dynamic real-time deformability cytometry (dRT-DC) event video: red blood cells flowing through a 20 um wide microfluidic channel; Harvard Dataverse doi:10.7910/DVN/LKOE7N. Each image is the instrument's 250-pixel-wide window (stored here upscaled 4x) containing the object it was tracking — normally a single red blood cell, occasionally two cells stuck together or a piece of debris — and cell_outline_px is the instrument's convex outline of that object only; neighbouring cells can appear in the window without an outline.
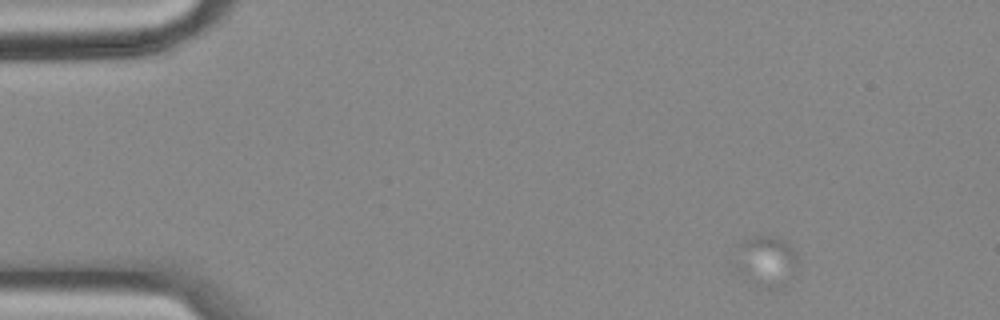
{"species": "common noctule bat (a hibernating species)", "species_latin": "Nyctalus noctula", "temperature_condition": "cold", "stored_images_in_passage": 2, "camera_frame_rate_fps": 3000, "um_per_image_px": 0.085, "animal": {"sex": "female", "body_mass_g": 18.4}, "frame": {"image": 1, "passage_image": 2, "time_ms": 0.333, "image_size_px": [1000, 320], "cell_outline_px": [[796, 272], [788, 284], [768, 292], [760, 288], [756, 284], [740, 248], [740, 244], [744, 240], [752, 236], [776, 236], [784, 240], [796, 252]], "centroid_in_image_um": [65.41, 22.2], "position_along_channel_um": 19.6, "area_um2": 16.7}}